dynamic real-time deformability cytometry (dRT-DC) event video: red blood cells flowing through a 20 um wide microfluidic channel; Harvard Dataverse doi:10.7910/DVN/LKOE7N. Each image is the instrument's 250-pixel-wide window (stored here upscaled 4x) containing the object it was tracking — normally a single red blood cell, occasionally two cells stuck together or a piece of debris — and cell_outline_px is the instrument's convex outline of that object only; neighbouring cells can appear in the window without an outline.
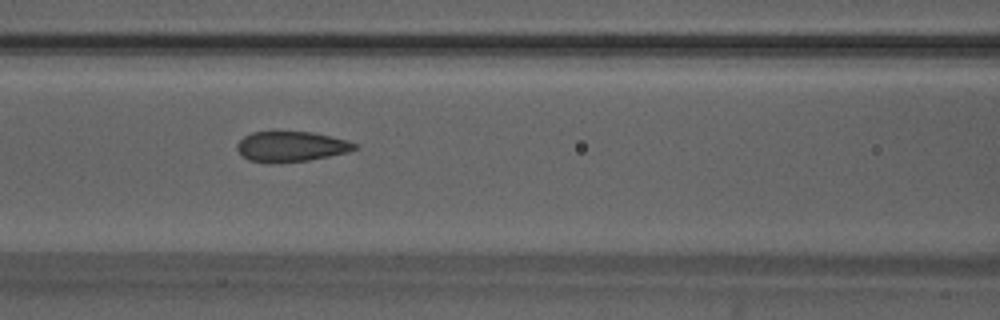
{"species": "Egyptian fruit bat (a non-hibernating species)", "species_latin": "Rousettus aegyptiacus", "temperature_condition": "warm", "stored_images_in_passage": 37, "camera_frame_rate_fps": 3000, "um_per_image_px": 0.085, "animal": {"sex": "male"}, "frame": {"image": 1, "passage_image": 16, "time_ms": 5.0, "image_size_px": [1000, 320], "cell_outline_px": [[360, 148], [348, 152], [308, 160], [248, 160], [236, 148], [236, 144], [244, 136], [252, 132], [312, 132], [348, 140], [360, 144]], "centroid_in_image_um": [24.84, 12.41], "position_along_channel_um": 141.8, "area_um2": 20.06}}